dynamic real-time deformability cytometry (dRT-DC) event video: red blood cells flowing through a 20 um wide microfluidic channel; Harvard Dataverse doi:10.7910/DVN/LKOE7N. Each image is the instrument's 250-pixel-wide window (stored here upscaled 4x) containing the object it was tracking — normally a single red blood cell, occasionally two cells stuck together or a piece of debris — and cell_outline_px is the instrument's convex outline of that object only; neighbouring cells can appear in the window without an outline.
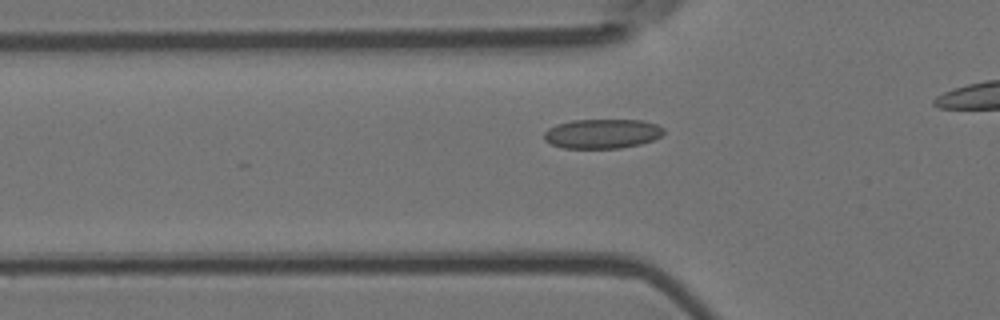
{"species": "Egyptian fruit bat (a non-hibernating species)", "species_latin": "Rousettus aegyptiacus", "temperature_condition": "room temperature", "stored_images_in_passage": 37, "camera_frame_rate_fps": 3000, "um_per_image_px": 0.085, "animal": {"sex": "female"}, "frame": {"image": 1, "passage_image": 10, "time_ms": 3.0, "image_size_px": [1000, 320], "cell_outline_px": [[664, 132], [660, 136], [652, 140], [640, 144], [620, 148], [564, 148], [552, 144], [544, 140], [544, 132], [548, 128], [556, 124], [572, 120], [644, 120], [656, 124], [664, 128]], "centroid_in_image_um": [51.18, 11.36], "position_along_channel_um": 74.6, "area_um2": 20.58}}
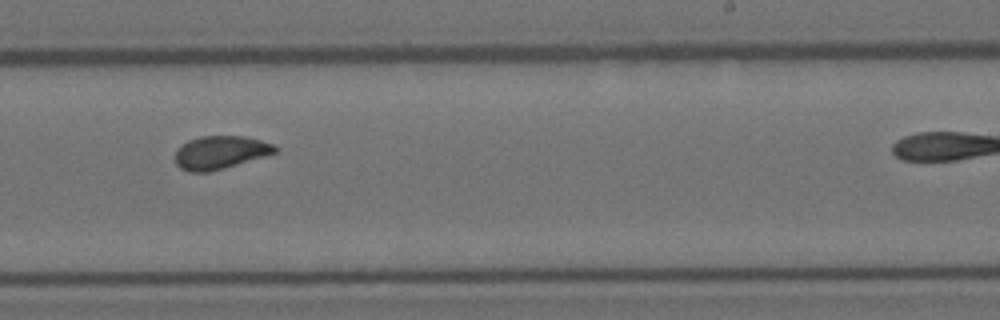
{"frame": {"image": 2, "passage_image": 26, "time_ms": 8.333, "image_size_px": [1000, 320], "cell_outline_px": [[280, 148], [276, 152], [224, 168], [208, 172], [188, 172], [180, 168], [176, 164], [176, 148], [188, 140], [200, 136], [244, 136], [276, 144]], "centroid_in_image_um": [18.71, 12.95], "position_along_channel_um": 270.3, "area_um2": 19.31}}
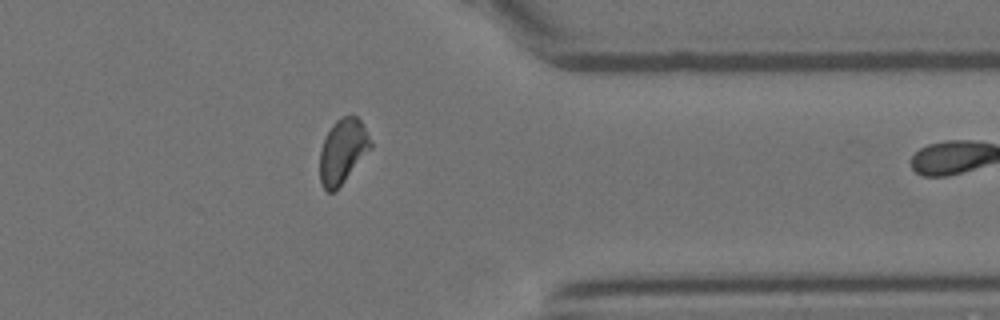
{"frame": {"image": 3, "passage_image": 36, "time_ms": 11.667, "image_size_px": [1000, 320], "cell_outline_px": [[372, 148], [336, 192], [328, 192], [324, 188], [320, 180], [320, 152], [324, 140], [332, 124], [336, 120], [344, 116], [356, 116], [360, 120], [372, 144]], "centroid_in_image_um": [29.13, 12.89], "position_along_channel_um": 382.3, "area_um2": 19.02}}